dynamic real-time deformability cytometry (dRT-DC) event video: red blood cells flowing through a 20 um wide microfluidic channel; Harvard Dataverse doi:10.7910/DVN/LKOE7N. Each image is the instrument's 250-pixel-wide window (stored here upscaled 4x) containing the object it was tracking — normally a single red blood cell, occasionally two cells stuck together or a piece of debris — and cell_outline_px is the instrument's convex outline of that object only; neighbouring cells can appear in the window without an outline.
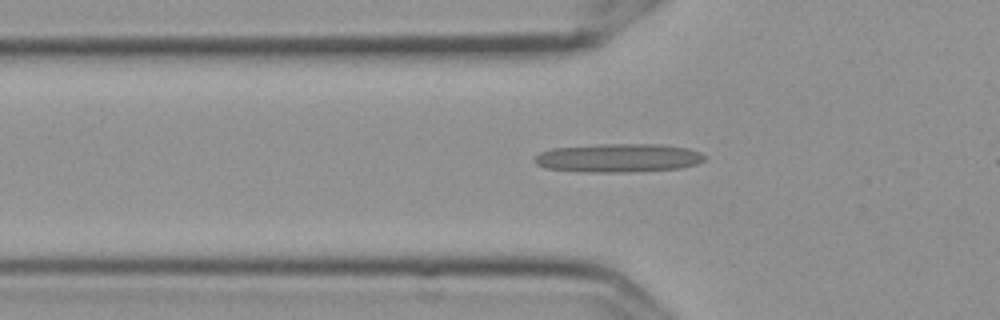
{"species": "Egyptian fruit bat (a non-hibernating species)", "species_latin": "Rousettus aegyptiacus", "temperature_condition": "cold", "stored_images_in_passage": 35, "camera_frame_rate_fps": 3000, "um_per_image_px": 0.085, "frame": {"image": 1, "passage_image": 4, "time_ms": 1.0, "image_size_px": [1000, 320], "cell_outline_px": [[704, 160], [696, 164], [680, 168], [628, 172], [588, 172], [548, 168], [536, 164], [532, 160], [540, 152], [552, 148], [600, 144], [660, 144], [688, 148], [700, 152], [704, 156]], "centroid_in_image_um": [52.55, 13.42], "position_along_channel_um": 73.2, "area_um2": 28.26}}
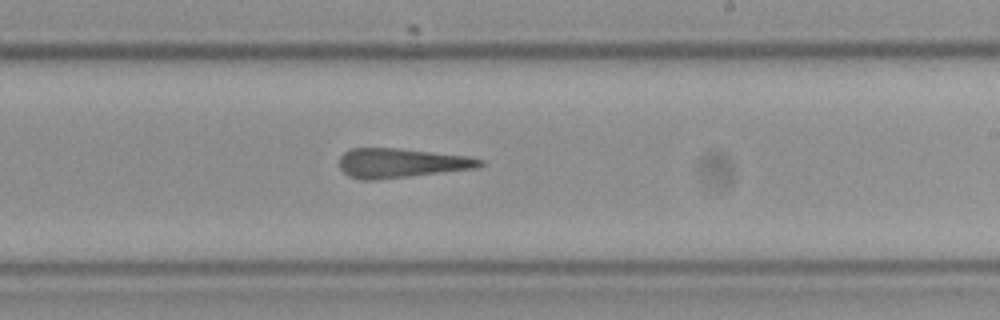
{"frame": {"image": 2, "passage_image": 19, "time_ms": 6.0, "image_size_px": [1000, 320], "cell_outline_px": [[484, 164], [476, 168], [408, 176], [372, 180], [360, 180], [348, 176], [340, 168], [340, 156], [344, 152], [352, 148], [400, 148], [468, 156], [484, 160]], "centroid_in_image_um": [34.08, 13.85], "position_along_channel_um": 254.9, "area_um2": 23.99}}
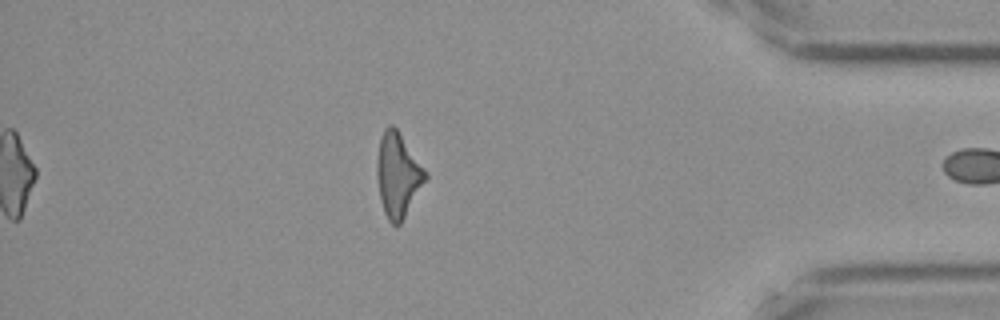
{"frame": {"image": 3, "passage_image": 34, "time_ms": 11.0, "image_size_px": [1000, 320], "cell_outline_px": [[428, 176], [400, 224], [396, 228], [388, 220], [384, 212], [380, 200], [376, 176], [376, 160], [380, 136], [384, 128], [388, 124], [392, 124], [396, 128], [428, 172]], "centroid_in_image_um": [33.79, 14.86], "position_along_channel_um": 401.4, "area_um2": 23.93}}